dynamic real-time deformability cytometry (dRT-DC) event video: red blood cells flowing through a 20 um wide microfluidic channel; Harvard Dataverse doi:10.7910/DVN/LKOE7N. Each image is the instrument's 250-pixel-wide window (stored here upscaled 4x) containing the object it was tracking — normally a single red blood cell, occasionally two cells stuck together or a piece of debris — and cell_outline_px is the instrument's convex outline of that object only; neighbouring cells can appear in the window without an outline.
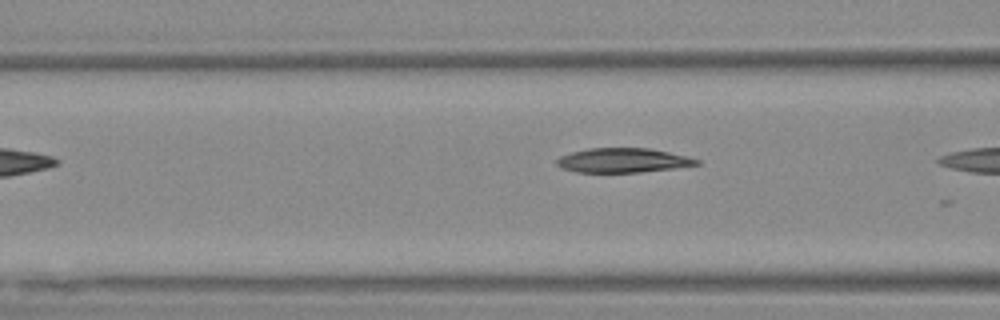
{"species": "Egyptian fruit bat (a non-hibernating species)", "species_latin": "Rousettus aegyptiacus", "temperature_condition": "warm", "stored_images_in_passage": 7, "camera_frame_rate_fps": 3000, "um_per_image_px": 0.085, "animal": {"sex": "female"}, "frame": {"image": 1, "passage_image": 6, "time_ms": 1.667, "image_size_px": [1000, 320], "cell_outline_px": [[700, 164], [672, 168], [640, 172], [576, 172], [560, 168], [556, 164], [556, 160], [560, 156], [572, 152], [588, 148], [648, 148], [668, 152], [700, 160]], "centroid_in_image_um": [52.89, 13.63], "position_along_channel_um": 113.7, "area_um2": 19.71}}